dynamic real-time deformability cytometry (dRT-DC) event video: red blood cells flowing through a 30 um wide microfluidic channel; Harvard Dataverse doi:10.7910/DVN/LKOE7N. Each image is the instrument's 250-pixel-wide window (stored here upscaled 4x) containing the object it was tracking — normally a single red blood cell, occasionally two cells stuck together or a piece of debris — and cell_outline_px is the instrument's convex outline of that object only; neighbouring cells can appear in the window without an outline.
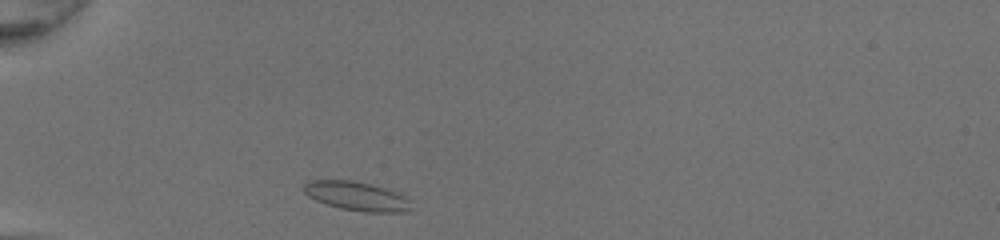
{"species": "common noctule bat (a hibernating species)", "species_latin": "Nyctalus noctula", "temperature_condition": "room temperature", "stored_images_in_passage": 29, "camera_frame_rate_fps": 3000, "um_per_image_px": 0.085, "animal": {"sex": "female", "body_mass_g": 20.0, "forearm_length_mm": 54.0}, "frame": {"image": 1, "passage_image": 1, "time_ms": 0.0, "image_size_px": [1000, 240], "cell_outline_px": [[412, 200], [408, 212], [364, 212], [340, 208], [316, 200], [308, 196], [304, 192], [304, 184], [308, 180], [352, 180], [372, 184], [396, 192]], "centroid_in_image_um": [30.33, 16.67], "position_along_channel_um": 54.7, "area_um2": 18.15}}
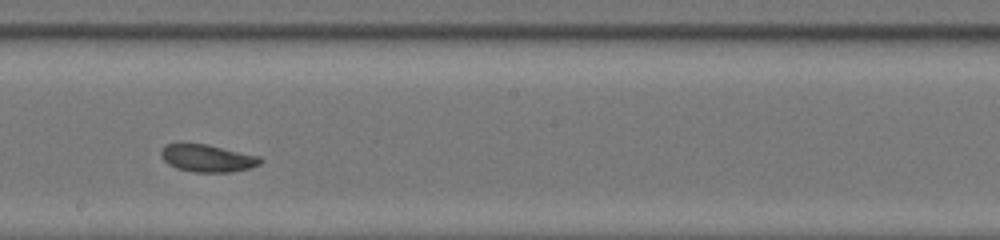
{"frame": {"image": 2, "passage_image": 15, "time_ms": 4.667, "image_size_px": [1000, 240], "cell_outline_px": [[264, 160], [260, 164], [248, 168], [232, 172], [192, 172], [176, 168], [168, 164], [160, 156], [160, 152], [164, 144], [180, 140], [208, 144], [260, 156]], "centroid_in_image_um": [17.56, 13.4], "position_along_channel_um": 230.6, "area_um2": 16.59}}
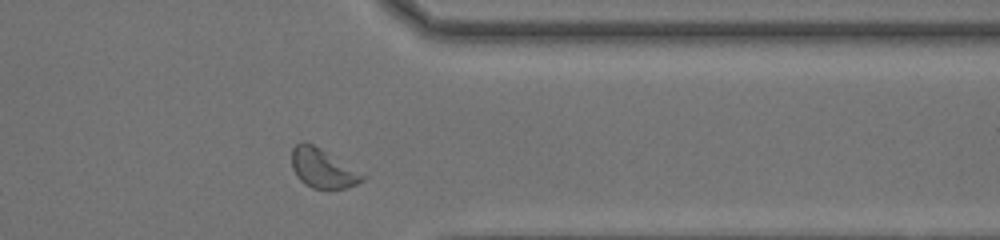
{"frame": {"image": 3, "passage_image": 26, "time_ms": 8.333, "image_size_px": [1000, 240], "cell_outline_px": [[368, 176], [364, 180], [356, 184], [344, 188], [312, 188], [304, 184], [296, 176], [292, 168], [292, 148], [300, 140], [304, 140], [320, 148]], "centroid_in_image_um": [27.41, 14.29], "position_along_channel_um": 384.0, "area_um2": 16.18}, "authors_computed_cell_mechanics": {"area_um2": 16.2996, "velocity_mm_per_s": 4.2504, "shape_relaxation_time_tau1_ms": 2.6002, "shape_relaxation_time_tau2_ms": 1.7343, "deformation_change_tau1": 0.0843, "deformation_change_tau2": 0.0687}}